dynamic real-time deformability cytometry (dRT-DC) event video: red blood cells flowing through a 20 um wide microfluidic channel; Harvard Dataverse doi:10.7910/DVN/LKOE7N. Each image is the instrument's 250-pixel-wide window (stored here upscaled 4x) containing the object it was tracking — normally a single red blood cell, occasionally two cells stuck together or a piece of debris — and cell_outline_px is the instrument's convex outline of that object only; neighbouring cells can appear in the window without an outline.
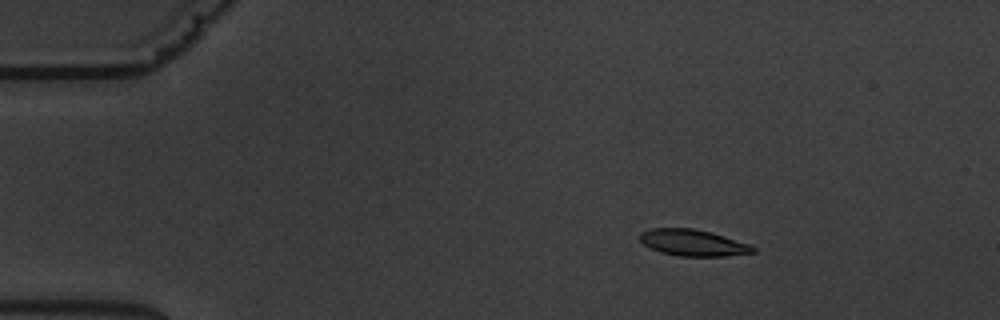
{"species": "common noctule bat (a hibernating species)", "species_latin": "Nyctalus noctula", "temperature_condition": "warm", "stored_images_in_passage": 5, "camera_frame_rate_fps": 3000, "um_per_image_px": 0.085, "animal": {"sex": "male", "body_mass_g": 19.5, "forearm_length_mm": 54.6}, "frame": {"image": 1, "passage_image": 2, "time_ms": 1.0, "image_size_px": [1000, 320], "cell_outline_px": [[756, 252], [728, 256], [680, 256], [660, 252], [648, 248], [640, 240], [640, 232], [652, 228], [692, 228], [724, 236], [752, 244], [756, 248]], "centroid_in_image_um": [58.92, 20.64], "position_along_channel_um": 26.1, "area_um2": 17.51}}